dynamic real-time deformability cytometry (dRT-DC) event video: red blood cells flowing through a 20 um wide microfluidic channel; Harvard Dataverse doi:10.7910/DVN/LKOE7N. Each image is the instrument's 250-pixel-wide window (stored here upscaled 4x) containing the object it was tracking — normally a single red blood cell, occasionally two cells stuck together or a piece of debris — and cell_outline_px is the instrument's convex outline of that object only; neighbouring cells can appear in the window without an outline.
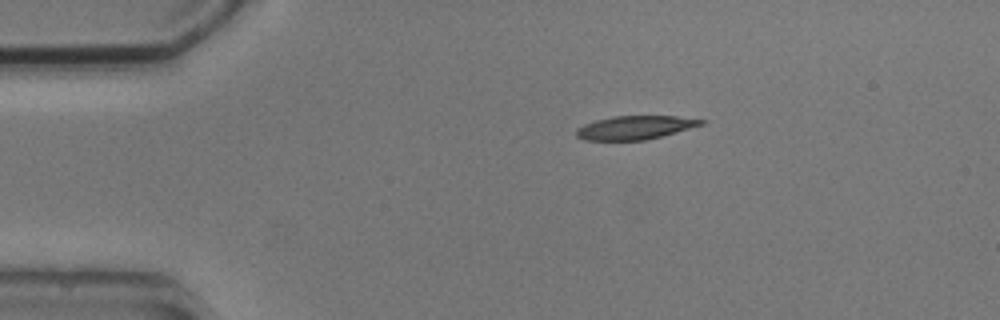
{"species": "common noctule bat (a hibernating species)", "species_latin": "Nyctalus noctula", "temperature_condition": "cold", "stored_images_in_passage": 3, "camera_frame_rate_fps": 3000, "um_per_image_px": 0.085, "animal": {"sex": "male", "body_mass_g": 20.5, "forearm_length_mm": 52.5}, "frame": {"image": 1, "passage_image": 1, "time_ms": 0.0, "image_size_px": [1000, 320], "cell_outline_px": [[708, 120], [704, 124], [660, 136], [644, 140], [584, 140], [576, 136], [576, 128], [584, 124], [596, 120], [612, 116], [676, 116]], "centroid_in_image_um": [53.96, 10.83], "position_along_channel_um": 31.0, "area_um2": 17.05}}
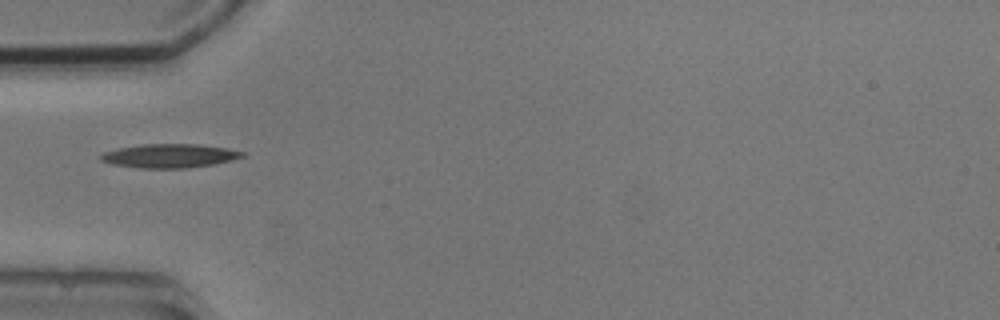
{"frame": {"image": 2, "passage_image": 3, "time_ms": 2.333, "image_size_px": [1000, 320], "cell_outline_px": [[244, 156], [212, 164], [184, 168], [140, 168], [112, 164], [100, 160], [100, 156], [104, 152], [120, 148], [140, 144], [200, 144], [224, 148], [244, 152]], "centroid_in_image_um": [14.36, 13.24], "position_along_channel_um": 70.6, "area_um2": 19.31}}